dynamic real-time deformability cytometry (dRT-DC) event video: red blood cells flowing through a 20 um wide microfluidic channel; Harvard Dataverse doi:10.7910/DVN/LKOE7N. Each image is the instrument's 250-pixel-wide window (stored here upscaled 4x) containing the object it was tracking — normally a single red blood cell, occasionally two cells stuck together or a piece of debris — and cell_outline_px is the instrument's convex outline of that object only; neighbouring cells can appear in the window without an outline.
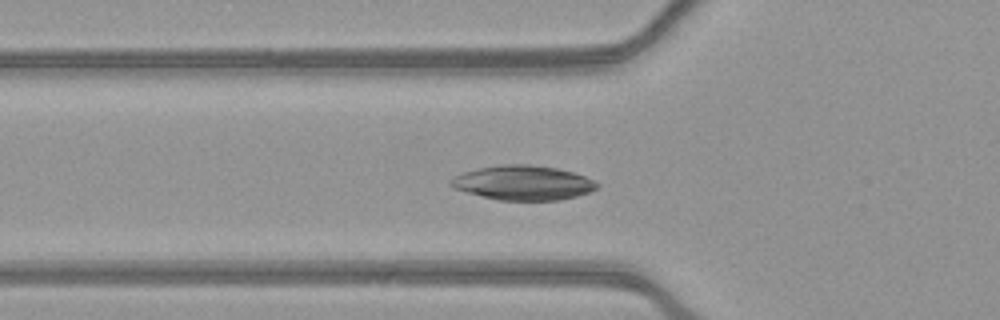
{"species": "common noctule bat (a hibernating species)", "species_latin": "Nyctalus noctula", "temperature_condition": "warm", "stored_images_in_passage": 54, "camera_frame_rate_fps": 3000, "um_per_image_px": 0.085, "animal": {"sex": "female", "body_mass_g": 21.9}, "frame": {"image": 1, "passage_image": 19, "time_ms": 6.0, "image_size_px": [1000, 320], "cell_outline_px": [[600, 184], [592, 192], [560, 200], [500, 200], [452, 188], [448, 184], [448, 180], [464, 172], [480, 168], [500, 164], [528, 164], [556, 168], [572, 172], [584, 176]], "centroid_in_image_um": [44.47, 15.53], "position_along_channel_um": 81.3, "area_um2": 29.25}}
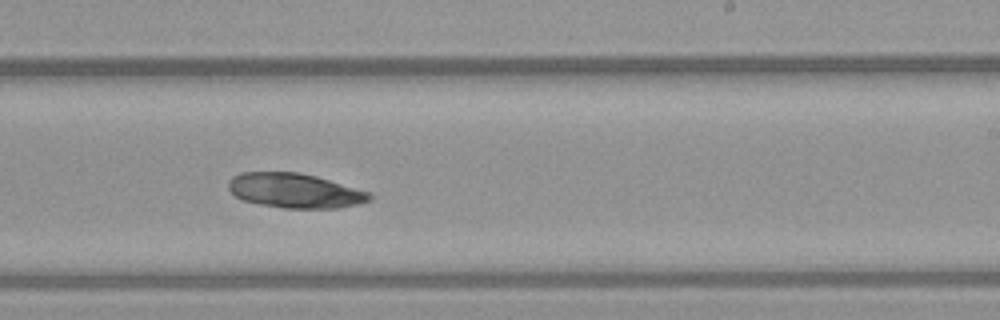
{"frame": {"image": 2, "passage_image": 33, "time_ms": 10.667, "image_size_px": [1000, 320], "cell_outline_px": [[372, 200], [340, 208], [284, 208], [260, 204], [244, 200], [236, 196], [228, 188], [228, 180], [232, 176], [240, 172], [300, 172], [316, 176], [372, 192]], "centroid_in_image_um": [25.08, 16.2], "position_along_channel_um": 263.9, "area_um2": 28.61}}
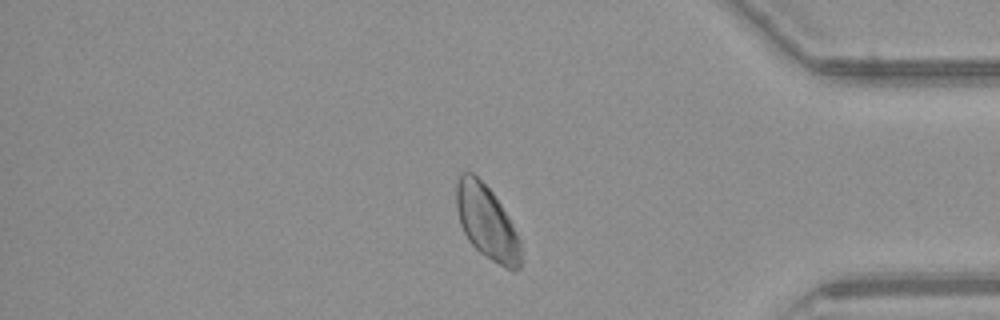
{"frame": {"image": 3, "passage_image": 45, "time_ms": 14.667, "image_size_px": [1000, 320], "cell_outline_px": [[524, 260], [520, 268], [512, 272], [504, 268], [480, 252], [468, 240], [460, 224], [456, 208], [456, 180], [460, 172], [472, 172], [492, 192], [508, 216], [520, 240]], "centroid_in_image_um": [41.4, 18.94], "position_along_channel_um": 393.8, "area_um2": 28.03}}